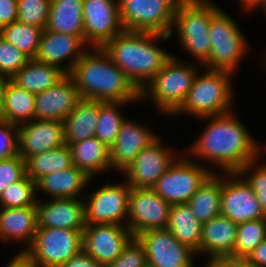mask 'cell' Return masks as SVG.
<instances>
[{
  "instance_id": "obj_1",
  "label": "cell",
  "mask_w": 266,
  "mask_h": 267,
  "mask_svg": "<svg viewBox=\"0 0 266 267\" xmlns=\"http://www.w3.org/2000/svg\"><path fill=\"white\" fill-rule=\"evenodd\" d=\"M201 119H207L210 123L198 140L185 151L190 153L189 157L193 155L208 160L212 165L220 167L223 173H237L250 161L261 157L260 145L233 110Z\"/></svg>"
},
{
  "instance_id": "obj_2",
  "label": "cell",
  "mask_w": 266,
  "mask_h": 267,
  "mask_svg": "<svg viewBox=\"0 0 266 267\" xmlns=\"http://www.w3.org/2000/svg\"><path fill=\"white\" fill-rule=\"evenodd\" d=\"M68 75L82 99L98 102H136L141 99L140 90L102 48L92 47L89 51L87 48Z\"/></svg>"
},
{
  "instance_id": "obj_3",
  "label": "cell",
  "mask_w": 266,
  "mask_h": 267,
  "mask_svg": "<svg viewBox=\"0 0 266 267\" xmlns=\"http://www.w3.org/2000/svg\"><path fill=\"white\" fill-rule=\"evenodd\" d=\"M169 35L126 31L109 40L102 49L141 91L172 56L155 40H168Z\"/></svg>"
},
{
  "instance_id": "obj_4",
  "label": "cell",
  "mask_w": 266,
  "mask_h": 267,
  "mask_svg": "<svg viewBox=\"0 0 266 267\" xmlns=\"http://www.w3.org/2000/svg\"><path fill=\"white\" fill-rule=\"evenodd\" d=\"M200 73L196 75L185 101L172 116L185 113L201 119L233 109L234 92L230 79L235 73L209 69L202 75Z\"/></svg>"
},
{
  "instance_id": "obj_5",
  "label": "cell",
  "mask_w": 266,
  "mask_h": 267,
  "mask_svg": "<svg viewBox=\"0 0 266 267\" xmlns=\"http://www.w3.org/2000/svg\"><path fill=\"white\" fill-rule=\"evenodd\" d=\"M190 65L172 55L140 91L141 100L150 95L160 113L172 116L185 101L199 72L197 65Z\"/></svg>"
},
{
  "instance_id": "obj_6",
  "label": "cell",
  "mask_w": 266,
  "mask_h": 267,
  "mask_svg": "<svg viewBox=\"0 0 266 267\" xmlns=\"http://www.w3.org/2000/svg\"><path fill=\"white\" fill-rule=\"evenodd\" d=\"M220 10L212 1L191 0L174 13L173 28L169 36H173L176 28L183 49L199 61L201 66L208 61L211 53L208 32L210 21Z\"/></svg>"
},
{
  "instance_id": "obj_7",
  "label": "cell",
  "mask_w": 266,
  "mask_h": 267,
  "mask_svg": "<svg viewBox=\"0 0 266 267\" xmlns=\"http://www.w3.org/2000/svg\"><path fill=\"white\" fill-rule=\"evenodd\" d=\"M222 9L211 19L209 37L211 53L202 66L209 70H226L234 73L245 57L248 42L235 20Z\"/></svg>"
},
{
  "instance_id": "obj_8",
  "label": "cell",
  "mask_w": 266,
  "mask_h": 267,
  "mask_svg": "<svg viewBox=\"0 0 266 267\" xmlns=\"http://www.w3.org/2000/svg\"><path fill=\"white\" fill-rule=\"evenodd\" d=\"M83 230L37 227L23 254L36 267H60L83 249Z\"/></svg>"
},
{
  "instance_id": "obj_9",
  "label": "cell",
  "mask_w": 266,
  "mask_h": 267,
  "mask_svg": "<svg viewBox=\"0 0 266 267\" xmlns=\"http://www.w3.org/2000/svg\"><path fill=\"white\" fill-rule=\"evenodd\" d=\"M177 157L170 168L152 187L154 192L170 205L187 203L214 170L193 161L192 157ZM191 158V159H190Z\"/></svg>"
},
{
  "instance_id": "obj_10",
  "label": "cell",
  "mask_w": 266,
  "mask_h": 267,
  "mask_svg": "<svg viewBox=\"0 0 266 267\" xmlns=\"http://www.w3.org/2000/svg\"><path fill=\"white\" fill-rule=\"evenodd\" d=\"M118 8L126 31L171 33L174 12L160 0H118Z\"/></svg>"
},
{
  "instance_id": "obj_11",
  "label": "cell",
  "mask_w": 266,
  "mask_h": 267,
  "mask_svg": "<svg viewBox=\"0 0 266 267\" xmlns=\"http://www.w3.org/2000/svg\"><path fill=\"white\" fill-rule=\"evenodd\" d=\"M170 207L152 188H131L125 224L134 237L150 229L166 228Z\"/></svg>"
},
{
  "instance_id": "obj_12",
  "label": "cell",
  "mask_w": 266,
  "mask_h": 267,
  "mask_svg": "<svg viewBox=\"0 0 266 267\" xmlns=\"http://www.w3.org/2000/svg\"><path fill=\"white\" fill-rule=\"evenodd\" d=\"M84 41L102 48L109 40L124 31L118 0H83Z\"/></svg>"
},
{
  "instance_id": "obj_13",
  "label": "cell",
  "mask_w": 266,
  "mask_h": 267,
  "mask_svg": "<svg viewBox=\"0 0 266 267\" xmlns=\"http://www.w3.org/2000/svg\"><path fill=\"white\" fill-rule=\"evenodd\" d=\"M143 245L148 267H195L196 253L179 243L167 228L150 229L136 236Z\"/></svg>"
},
{
  "instance_id": "obj_14",
  "label": "cell",
  "mask_w": 266,
  "mask_h": 267,
  "mask_svg": "<svg viewBox=\"0 0 266 267\" xmlns=\"http://www.w3.org/2000/svg\"><path fill=\"white\" fill-rule=\"evenodd\" d=\"M130 191L126 181L117 185L107 182L94 190L88 203H84L86 225L114 223L126 226Z\"/></svg>"
},
{
  "instance_id": "obj_15",
  "label": "cell",
  "mask_w": 266,
  "mask_h": 267,
  "mask_svg": "<svg viewBox=\"0 0 266 267\" xmlns=\"http://www.w3.org/2000/svg\"><path fill=\"white\" fill-rule=\"evenodd\" d=\"M173 149L162 145L158 136L136 156L134 161L121 172L131 188H152L158 178L176 161Z\"/></svg>"
},
{
  "instance_id": "obj_16",
  "label": "cell",
  "mask_w": 266,
  "mask_h": 267,
  "mask_svg": "<svg viewBox=\"0 0 266 267\" xmlns=\"http://www.w3.org/2000/svg\"><path fill=\"white\" fill-rule=\"evenodd\" d=\"M221 215L237 225L265 218L255 193L238 173L221 176Z\"/></svg>"
},
{
  "instance_id": "obj_17",
  "label": "cell",
  "mask_w": 266,
  "mask_h": 267,
  "mask_svg": "<svg viewBox=\"0 0 266 267\" xmlns=\"http://www.w3.org/2000/svg\"><path fill=\"white\" fill-rule=\"evenodd\" d=\"M127 226L114 223L86 225L83 249L104 266L113 262L133 238Z\"/></svg>"
},
{
  "instance_id": "obj_18",
  "label": "cell",
  "mask_w": 266,
  "mask_h": 267,
  "mask_svg": "<svg viewBox=\"0 0 266 267\" xmlns=\"http://www.w3.org/2000/svg\"><path fill=\"white\" fill-rule=\"evenodd\" d=\"M18 127V155L24 161L32 155L66 145L64 122L61 120L33 119Z\"/></svg>"
},
{
  "instance_id": "obj_19",
  "label": "cell",
  "mask_w": 266,
  "mask_h": 267,
  "mask_svg": "<svg viewBox=\"0 0 266 267\" xmlns=\"http://www.w3.org/2000/svg\"><path fill=\"white\" fill-rule=\"evenodd\" d=\"M85 41L80 36L52 32L44 29L40 37V43L35 60L44 64L54 65L68 74L76 62L87 51ZM69 58V59H68ZM68 59L64 65L61 64ZM61 65H64L63 67Z\"/></svg>"
},
{
  "instance_id": "obj_20",
  "label": "cell",
  "mask_w": 266,
  "mask_h": 267,
  "mask_svg": "<svg viewBox=\"0 0 266 267\" xmlns=\"http://www.w3.org/2000/svg\"><path fill=\"white\" fill-rule=\"evenodd\" d=\"M82 98L66 74L55 85L35 94V119L63 121Z\"/></svg>"
},
{
  "instance_id": "obj_21",
  "label": "cell",
  "mask_w": 266,
  "mask_h": 267,
  "mask_svg": "<svg viewBox=\"0 0 266 267\" xmlns=\"http://www.w3.org/2000/svg\"><path fill=\"white\" fill-rule=\"evenodd\" d=\"M37 200V227L84 229L85 202L80 198Z\"/></svg>"
},
{
  "instance_id": "obj_22",
  "label": "cell",
  "mask_w": 266,
  "mask_h": 267,
  "mask_svg": "<svg viewBox=\"0 0 266 267\" xmlns=\"http://www.w3.org/2000/svg\"><path fill=\"white\" fill-rule=\"evenodd\" d=\"M153 133L140 123L125 118L116 141L110 148L111 169L114 168L118 172L125 170L142 149L158 137Z\"/></svg>"
},
{
  "instance_id": "obj_23",
  "label": "cell",
  "mask_w": 266,
  "mask_h": 267,
  "mask_svg": "<svg viewBox=\"0 0 266 267\" xmlns=\"http://www.w3.org/2000/svg\"><path fill=\"white\" fill-rule=\"evenodd\" d=\"M237 224L219 215L203 223L199 255L209 257H233L237 238Z\"/></svg>"
},
{
  "instance_id": "obj_24",
  "label": "cell",
  "mask_w": 266,
  "mask_h": 267,
  "mask_svg": "<svg viewBox=\"0 0 266 267\" xmlns=\"http://www.w3.org/2000/svg\"><path fill=\"white\" fill-rule=\"evenodd\" d=\"M0 208V240L27 242L18 252L23 253L31 245L37 230V207Z\"/></svg>"
},
{
  "instance_id": "obj_25",
  "label": "cell",
  "mask_w": 266,
  "mask_h": 267,
  "mask_svg": "<svg viewBox=\"0 0 266 267\" xmlns=\"http://www.w3.org/2000/svg\"><path fill=\"white\" fill-rule=\"evenodd\" d=\"M91 179L83 170L72 166L52 172L36 181V191H44L53 199L79 198Z\"/></svg>"
},
{
  "instance_id": "obj_26",
  "label": "cell",
  "mask_w": 266,
  "mask_h": 267,
  "mask_svg": "<svg viewBox=\"0 0 266 267\" xmlns=\"http://www.w3.org/2000/svg\"><path fill=\"white\" fill-rule=\"evenodd\" d=\"M66 144L70 149L73 166L83 170L91 179L98 172L111 169L110 148L96 137Z\"/></svg>"
},
{
  "instance_id": "obj_27",
  "label": "cell",
  "mask_w": 266,
  "mask_h": 267,
  "mask_svg": "<svg viewBox=\"0 0 266 267\" xmlns=\"http://www.w3.org/2000/svg\"><path fill=\"white\" fill-rule=\"evenodd\" d=\"M202 226L188 203L171 205L166 228L179 243L188 246L196 255H199Z\"/></svg>"
},
{
  "instance_id": "obj_28",
  "label": "cell",
  "mask_w": 266,
  "mask_h": 267,
  "mask_svg": "<svg viewBox=\"0 0 266 267\" xmlns=\"http://www.w3.org/2000/svg\"><path fill=\"white\" fill-rule=\"evenodd\" d=\"M83 0H51L47 30L84 40Z\"/></svg>"
},
{
  "instance_id": "obj_29",
  "label": "cell",
  "mask_w": 266,
  "mask_h": 267,
  "mask_svg": "<svg viewBox=\"0 0 266 267\" xmlns=\"http://www.w3.org/2000/svg\"><path fill=\"white\" fill-rule=\"evenodd\" d=\"M98 114V101L81 99L72 112L63 120L65 143H76L95 137Z\"/></svg>"
},
{
  "instance_id": "obj_30",
  "label": "cell",
  "mask_w": 266,
  "mask_h": 267,
  "mask_svg": "<svg viewBox=\"0 0 266 267\" xmlns=\"http://www.w3.org/2000/svg\"><path fill=\"white\" fill-rule=\"evenodd\" d=\"M65 75L59 67L29 59L10 80L20 88L38 94L55 85Z\"/></svg>"
},
{
  "instance_id": "obj_31",
  "label": "cell",
  "mask_w": 266,
  "mask_h": 267,
  "mask_svg": "<svg viewBox=\"0 0 266 267\" xmlns=\"http://www.w3.org/2000/svg\"><path fill=\"white\" fill-rule=\"evenodd\" d=\"M0 119L21 125L35 119V94L7 80Z\"/></svg>"
},
{
  "instance_id": "obj_32",
  "label": "cell",
  "mask_w": 266,
  "mask_h": 267,
  "mask_svg": "<svg viewBox=\"0 0 266 267\" xmlns=\"http://www.w3.org/2000/svg\"><path fill=\"white\" fill-rule=\"evenodd\" d=\"M187 203L202 224L221 215V174L213 173Z\"/></svg>"
},
{
  "instance_id": "obj_33",
  "label": "cell",
  "mask_w": 266,
  "mask_h": 267,
  "mask_svg": "<svg viewBox=\"0 0 266 267\" xmlns=\"http://www.w3.org/2000/svg\"><path fill=\"white\" fill-rule=\"evenodd\" d=\"M73 166L69 147L60 146L25 160L26 175L34 182L52 172L65 170Z\"/></svg>"
},
{
  "instance_id": "obj_34",
  "label": "cell",
  "mask_w": 266,
  "mask_h": 267,
  "mask_svg": "<svg viewBox=\"0 0 266 267\" xmlns=\"http://www.w3.org/2000/svg\"><path fill=\"white\" fill-rule=\"evenodd\" d=\"M131 102H99L98 123L95 137L111 148L116 141L125 117L120 113L119 106Z\"/></svg>"
},
{
  "instance_id": "obj_35",
  "label": "cell",
  "mask_w": 266,
  "mask_h": 267,
  "mask_svg": "<svg viewBox=\"0 0 266 267\" xmlns=\"http://www.w3.org/2000/svg\"><path fill=\"white\" fill-rule=\"evenodd\" d=\"M42 31L43 29L39 27L15 21L3 27L0 30V36L17 47L29 59H34L38 50Z\"/></svg>"
},
{
  "instance_id": "obj_36",
  "label": "cell",
  "mask_w": 266,
  "mask_h": 267,
  "mask_svg": "<svg viewBox=\"0 0 266 267\" xmlns=\"http://www.w3.org/2000/svg\"><path fill=\"white\" fill-rule=\"evenodd\" d=\"M266 239V219L250 220L237 226V238L234 246V258L246 257Z\"/></svg>"
},
{
  "instance_id": "obj_37",
  "label": "cell",
  "mask_w": 266,
  "mask_h": 267,
  "mask_svg": "<svg viewBox=\"0 0 266 267\" xmlns=\"http://www.w3.org/2000/svg\"><path fill=\"white\" fill-rule=\"evenodd\" d=\"M36 182L27 175L21 180L10 184L5 188L0 196V207L24 208L36 206Z\"/></svg>"
},
{
  "instance_id": "obj_38",
  "label": "cell",
  "mask_w": 266,
  "mask_h": 267,
  "mask_svg": "<svg viewBox=\"0 0 266 267\" xmlns=\"http://www.w3.org/2000/svg\"><path fill=\"white\" fill-rule=\"evenodd\" d=\"M17 2L18 22L43 30L46 28L51 0H17Z\"/></svg>"
},
{
  "instance_id": "obj_39",
  "label": "cell",
  "mask_w": 266,
  "mask_h": 267,
  "mask_svg": "<svg viewBox=\"0 0 266 267\" xmlns=\"http://www.w3.org/2000/svg\"><path fill=\"white\" fill-rule=\"evenodd\" d=\"M257 160H259V158L250 161L237 173L243 177L246 183L252 188L258 202L260 203L263 213L266 215V163H262L257 166ZM253 167H256V169ZM247 174L249 175L248 177L244 176Z\"/></svg>"
},
{
  "instance_id": "obj_40",
  "label": "cell",
  "mask_w": 266,
  "mask_h": 267,
  "mask_svg": "<svg viewBox=\"0 0 266 267\" xmlns=\"http://www.w3.org/2000/svg\"><path fill=\"white\" fill-rule=\"evenodd\" d=\"M29 58L17 47L0 36V75L11 79Z\"/></svg>"
},
{
  "instance_id": "obj_41",
  "label": "cell",
  "mask_w": 266,
  "mask_h": 267,
  "mask_svg": "<svg viewBox=\"0 0 266 267\" xmlns=\"http://www.w3.org/2000/svg\"><path fill=\"white\" fill-rule=\"evenodd\" d=\"M105 267H148L143 245L136 237H133L122 253Z\"/></svg>"
},
{
  "instance_id": "obj_42",
  "label": "cell",
  "mask_w": 266,
  "mask_h": 267,
  "mask_svg": "<svg viewBox=\"0 0 266 267\" xmlns=\"http://www.w3.org/2000/svg\"><path fill=\"white\" fill-rule=\"evenodd\" d=\"M25 175V161L19 155L0 160V196L5 188Z\"/></svg>"
},
{
  "instance_id": "obj_43",
  "label": "cell",
  "mask_w": 266,
  "mask_h": 267,
  "mask_svg": "<svg viewBox=\"0 0 266 267\" xmlns=\"http://www.w3.org/2000/svg\"><path fill=\"white\" fill-rule=\"evenodd\" d=\"M19 127L0 119V160L18 155Z\"/></svg>"
},
{
  "instance_id": "obj_44",
  "label": "cell",
  "mask_w": 266,
  "mask_h": 267,
  "mask_svg": "<svg viewBox=\"0 0 266 267\" xmlns=\"http://www.w3.org/2000/svg\"><path fill=\"white\" fill-rule=\"evenodd\" d=\"M17 0H0V30L17 21L18 19Z\"/></svg>"
},
{
  "instance_id": "obj_45",
  "label": "cell",
  "mask_w": 266,
  "mask_h": 267,
  "mask_svg": "<svg viewBox=\"0 0 266 267\" xmlns=\"http://www.w3.org/2000/svg\"><path fill=\"white\" fill-rule=\"evenodd\" d=\"M60 267H105L103 264L94 260L84 249L71 257Z\"/></svg>"
},
{
  "instance_id": "obj_46",
  "label": "cell",
  "mask_w": 266,
  "mask_h": 267,
  "mask_svg": "<svg viewBox=\"0 0 266 267\" xmlns=\"http://www.w3.org/2000/svg\"><path fill=\"white\" fill-rule=\"evenodd\" d=\"M249 264L266 267V239H264L245 259Z\"/></svg>"
},
{
  "instance_id": "obj_47",
  "label": "cell",
  "mask_w": 266,
  "mask_h": 267,
  "mask_svg": "<svg viewBox=\"0 0 266 267\" xmlns=\"http://www.w3.org/2000/svg\"><path fill=\"white\" fill-rule=\"evenodd\" d=\"M206 267H239V259L233 257H210Z\"/></svg>"
},
{
  "instance_id": "obj_48",
  "label": "cell",
  "mask_w": 266,
  "mask_h": 267,
  "mask_svg": "<svg viewBox=\"0 0 266 267\" xmlns=\"http://www.w3.org/2000/svg\"><path fill=\"white\" fill-rule=\"evenodd\" d=\"M6 267H36L23 253H17Z\"/></svg>"
},
{
  "instance_id": "obj_49",
  "label": "cell",
  "mask_w": 266,
  "mask_h": 267,
  "mask_svg": "<svg viewBox=\"0 0 266 267\" xmlns=\"http://www.w3.org/2000/svg\"><path fill=\"white\" fill-rule=\"evenodd\" d=\"M168 6L174 13L187 5L191 0H160Z\"/></svg>"
},
{
  "instance_id": "obj_50",
  "label": "cell",
  "mask_w": 266,
  "mask_h": 267,
  "mask_svg": "<svg viewBox=\"0 0 266 267\" xmlns=\"http://www.w3.org/2000/svg\"><path fill=\"white\" fill-rule=\"evenodd\" d=\"M243 10H252L258 7L263 3L264 0H239Z\"/></svg>"
},
{
  "instance_id": "obj_51",
  "label": "cell",
  "mask_w": 266,
  "mask_h": 267,
  "mask_svg": "<svg viewBox=\"0 0 266 267\" xmlns=\"http://www.w3.org/2000/svg\"><path fill=\"white\" fill-rule=\"evenodd\" d=\"M7 80L8 78H5L0 75V113H1V108L3 104V93H4Z\"/></svg>"
},
{
  "instance_id": "obj_52",
  "label": "cell",
  "mask_w": 266,
  "mask_h": 267,
  "mask_svg": "<svg viewBox=\"0 0 266 267\" xmlns=\"http://www.w3.org/2000/svg\"><path fill=\"white\" fill-rule=\"evenodd\" d=\"M239 267H257L249 264L246 260L239 259Z\"/></svg>"
},
{
  "instance_id": "obj_53",
  "label": "cell",
  "mask_w": 266,
  "mask_h": 267,
  "mask_svg": "<svg viewBox=\"0 0 266 267\" xmlns=\"http://www.w3.org/2000/svg\"><path fill=\"white\" fill-rule=\"evenodd\" d=\"M262 7H264V12L266 14V0L263 1V3L261 4Z\"/></svg>"
}]
</instances>
